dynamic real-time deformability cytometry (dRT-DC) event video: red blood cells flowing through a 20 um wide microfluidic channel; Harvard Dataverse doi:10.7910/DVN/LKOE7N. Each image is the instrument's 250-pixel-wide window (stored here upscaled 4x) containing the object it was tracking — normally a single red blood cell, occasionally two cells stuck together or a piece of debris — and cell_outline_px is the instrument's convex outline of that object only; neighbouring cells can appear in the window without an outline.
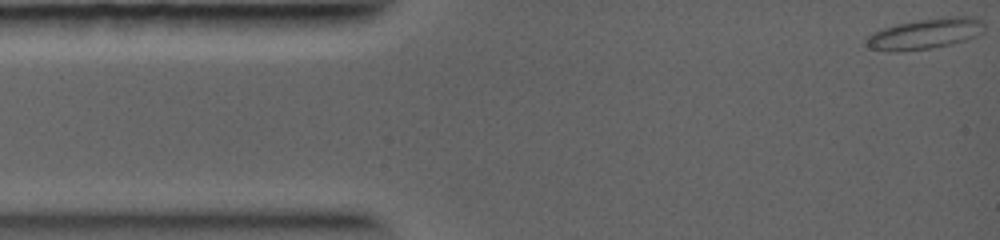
{"species": "common noctule bat (a hibernating species)", "species_latin": "Nyctalus noctula", "temperature_condition": "warm", "stored_images_in_passage": 60, "camera_frame_rate_fps": 5000, "um_per_image_px": 0.085, "animal": {"sex": "female", "body_mass_g": 19.0, "forearm_length_mm": 56.7}, "frame": {"image": 1, "passage_image": 1, "time_ms": 0.0, "image_size_px": [1000, 240], "cell_outline_px": [[984, 32], [976, 36], [952, 44], [932, 48], [896, 52], [888, 52], [872, 48], [864, 44], [864, 40], [872, 32], [896, 24], [916, 20], [944, 16], [976, 16], [984, 20]], "centroid_in_image_um": [78.67, 2.85], "position_along_channel_um": 6.3, "area_um2": 21.5}}
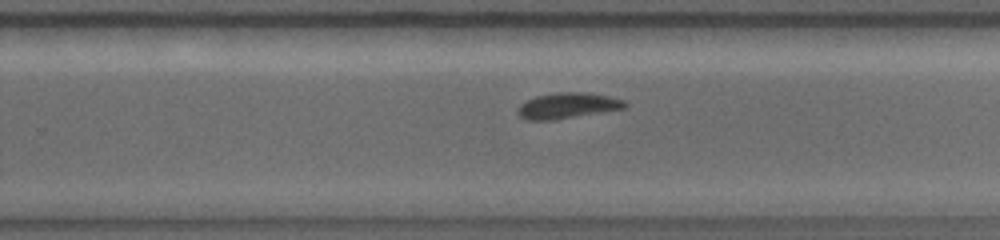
{"frame": {"image": 2, "passage_image": 38, "time_ms": 7.6, "image_size_px": [1000, 240], "cell_outline_px": [[628, 104], [624, 108], [556, 120], [528, 120], [520, 116], [516, 112], [520, 104], [536, 96], [556, 92], [588, 92], [608, 96], [624, 100]], "centroid_in_image_um": [48.23, 8.98], "position_along_channel_um": 281.6, "area_um2": 16.07}}
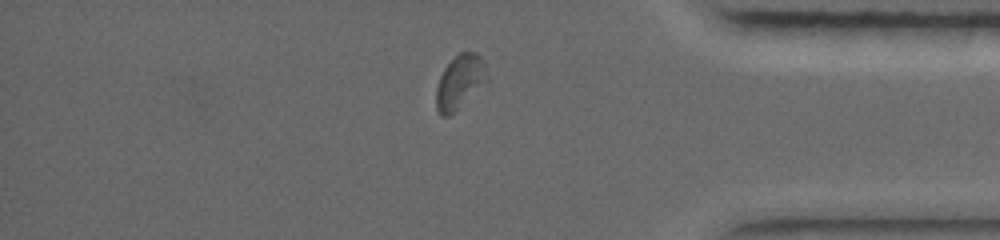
{"frame": {"image": 3, "passage_image": 52, "time_ms": 10.4, "image_size_px": [1000, 240], "cell_outline_px": [[492, 84], [448, 116], [440, 116], [436, 108], [436, 88], [440, 76], [444, 68], [460, 52], [476, 52], [480, 56]], "centroid_in_image_um": [39.17, 7.01], "position_along_channel_um": 396.0, "area_um2": 16.7}}